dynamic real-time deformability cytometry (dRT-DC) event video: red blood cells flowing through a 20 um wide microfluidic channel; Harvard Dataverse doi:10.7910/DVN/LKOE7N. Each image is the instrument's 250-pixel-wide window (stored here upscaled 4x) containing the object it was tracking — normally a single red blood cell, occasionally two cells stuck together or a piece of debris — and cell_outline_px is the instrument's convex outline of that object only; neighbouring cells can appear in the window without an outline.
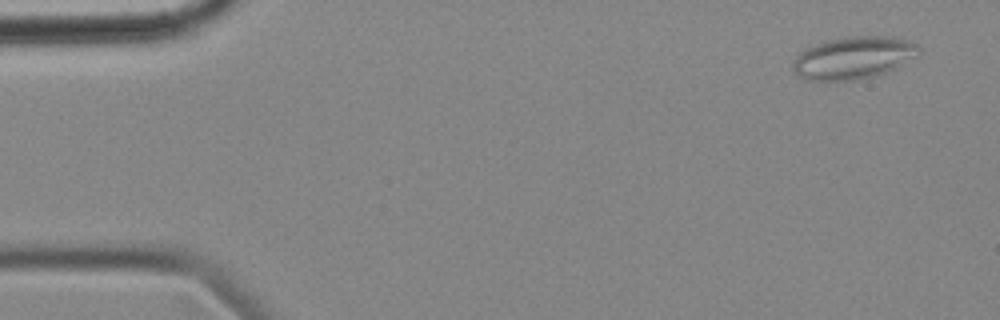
{"species": "common noctule bat (a hibernating species)", "species_latin": "Nyctalus noctula", "temperature_condition": "cold", "stored_images_in_passage": 56, "camera_frame_rate_fps": 3000, "um_per_image_px": 0.085, "animal": {"sex": "female", "body_mass_g": 18.4}, "frame": {"image": 1, "passage_image": 3, "time_ms": 0.667, "image_size_px": [1000, 320], "cell_outline_px": [[920, 52], [892, 68], [884, 72], [872, 76], [848, 80], [812, 80], [800, 76], [792, 68], [792, 64], [796, 56], [804, 48], [812, 44], [824, 40], [844, 36], [888, 36], [908, 40], [916, 44], [920, 48]], "centroid_in_image_um": [72.47, 4.87], "position_along_channel_um": 12.5, "area_um2": 30.63}}
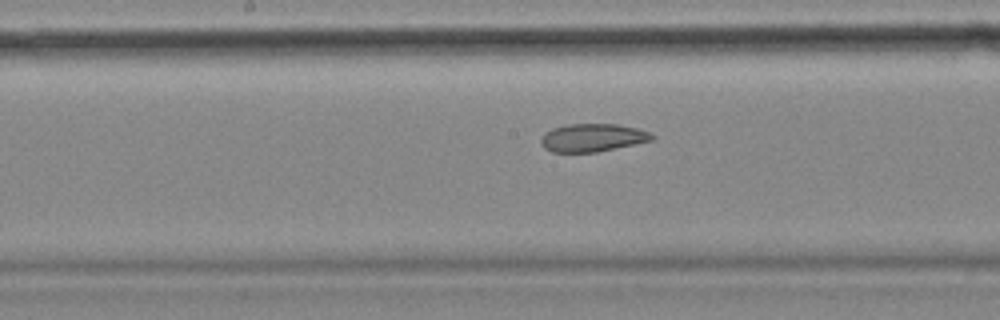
{"frame": {"image": 2, "passage_image": 28, "time_ms": 9.0, "image_size_px": [1000, 320], "cell_outline_px": [[656, 136], [652, 140], [596, 152], [552, 152], [544, 148], [540, 140], [544, 132], [552, 128], [568, 124], [616, 124], [636, 128], [648, 132]], "centroid_in_image_um": [50.33, 11.7], "position_along_channel_um": 197.9, "area_um2": 17.98}}
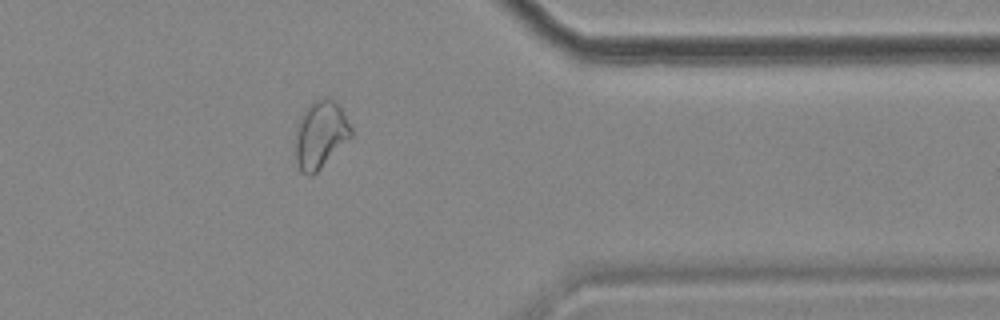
{"frame": {"image": 3, "passage_image": 45, "time_ms": 14.667, "image_size_px": [1000, 320], "cell_outline_px": [[352, 136], [312, 176], [308, 176], [300, 168], [296, 160], [296, 136], [300, 116], [308, 104], [324, 96], [328, 96], [340, 108], [352, 128]], "centroid_in_image_um": [27.24, 11.41], "position_along_channel_um": 384.2, "area_um2": 21.44}, "authors_computed_cell_mechanics": {"area_um2": 22.6287, "velocity_mm_per_s": 3.5474, "shape_relaxation_time_tau1_ms": null, "shape_relaxation_time_tau2_ms": 2.7057, "deformation_change_tau1": null, "deformation_change_tau2": 0.0949}}